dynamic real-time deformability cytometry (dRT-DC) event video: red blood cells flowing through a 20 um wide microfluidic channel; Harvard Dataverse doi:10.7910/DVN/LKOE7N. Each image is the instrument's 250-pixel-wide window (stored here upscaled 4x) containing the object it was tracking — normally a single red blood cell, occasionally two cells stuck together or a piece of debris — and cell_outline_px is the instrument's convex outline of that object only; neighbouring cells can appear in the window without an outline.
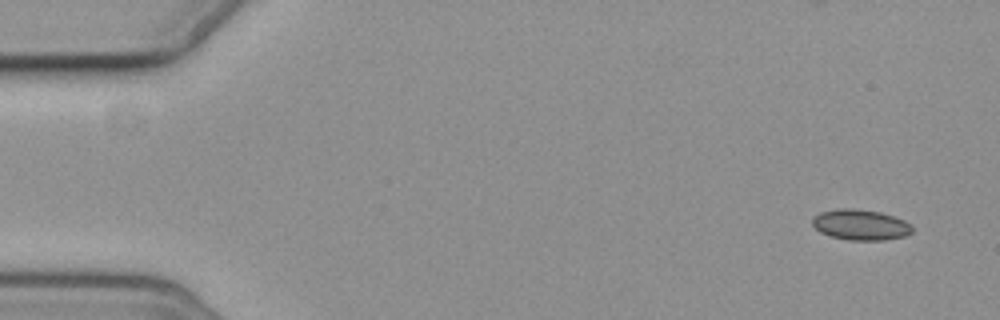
{"species": "common noctule bat (a hibernating species)", "species_latin": "Nyctalus noctula", "temperature_condition": "cold", "stored_images_in_passage": 5, "camera_frame_rate_fps": 3000, "um_per_image_px": 0.085, "animal": {"sex": "female", "body_mass_g": 19.3, "forearm_length_mm": 54.1}, "frame": {"image": 1, "passage_image": 1, "time_ms": 0.0, "image_size_px": [1000, 320], "cell_outline_px": [[912, 232], [904, 236], [884, 240], [848, 240], [832, 236], [820, 232], [812, 224], [812, 216], [820, 212], [840, 208], [852, 208], [880, 212], [904, 220], [912, 228]], "centroid_in_image_um": [73.11, 19.1], "position_along_channel_um": 11.9, "area_um2": 17.69}}
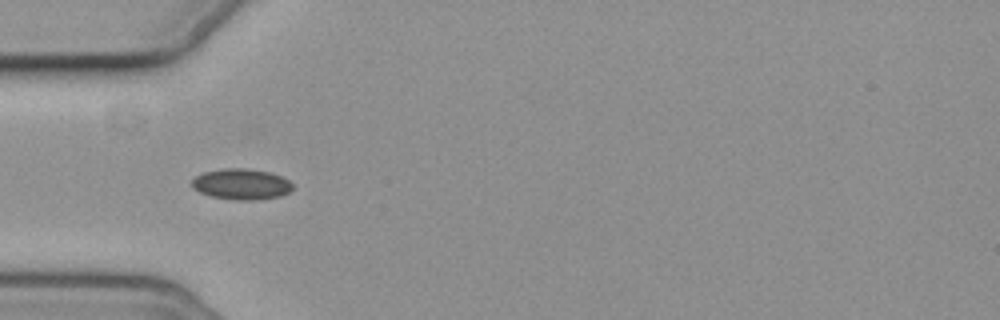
{"frame": {"image": 2, "passage_image": 4, "time_ms": 5.0, "image_size_px": [1000, 320], "cell_outline_px": [[292, 188], [288, 192], [280, 196], [256, 200], [236, 200], [212, 196], [200, 192], [192, 188], [192, 180], [196, 176], [204, 172], [224, 168], [244, 168], [268, 172], [280, 176], [288, 180], [292, 184]], "centroid_in_image_um": [20.5, 15.65], "position_along_channel_um": 64.5, "area_um2": 17.92}}
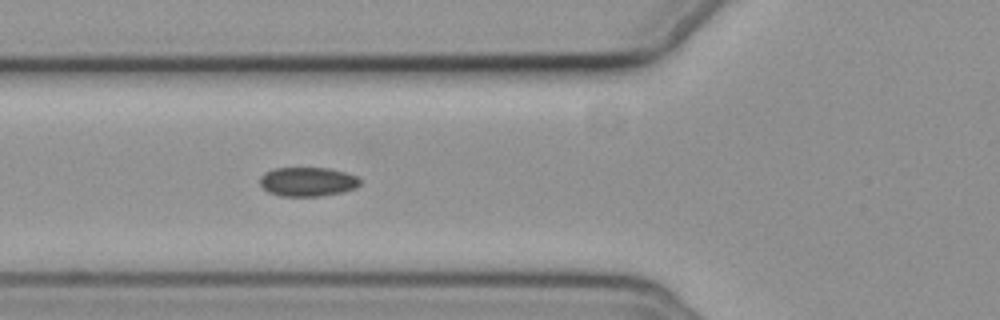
{"frame": {"image": 3, "passage_image": 5, "time_ms": 6.0, "image_size_px": [1000, 320], "cell_outline_px": [[360, 184], [356, 188], [344, 192], [320, 196], [280, 196], [268, 192], [260, 184], [260, 176], [264, 172], [276, 168], [328, 168], [344, 172], [356, 176], [360, 180]], "centroid_in_image_um": [26.14, 15.45], "position_along_channel_um": 99.7, "area_um2": 17.05}}